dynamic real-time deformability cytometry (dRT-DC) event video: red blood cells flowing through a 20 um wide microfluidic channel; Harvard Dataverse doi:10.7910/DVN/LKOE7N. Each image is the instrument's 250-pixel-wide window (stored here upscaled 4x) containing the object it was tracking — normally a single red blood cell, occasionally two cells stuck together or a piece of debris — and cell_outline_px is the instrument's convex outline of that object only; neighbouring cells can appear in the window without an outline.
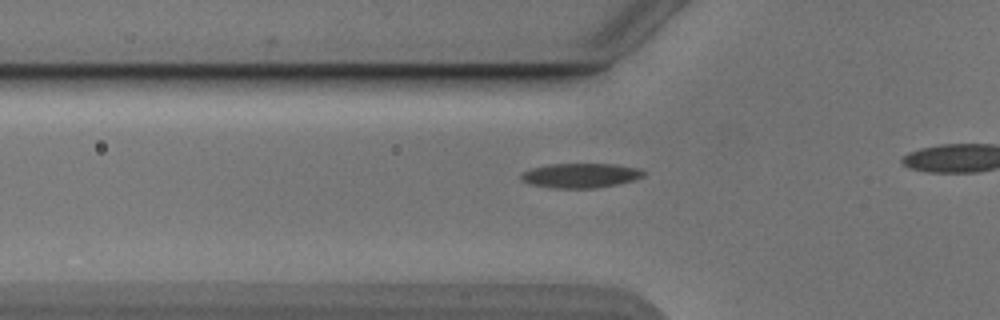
{"species": "Egyptian fruit bat (a non-hibernating species)", "species_latin": "Rousettus aegyptiacus", "temperature_condition": "cold", "stored_images_in_passage": 22, "camera_frame_rate_fps": 3000, "um_per_image_px": 0.085, "animal": {"sex": "male"}, "frame": {"image": 1, "passage_image": 13, "time_ms": 4.0, "image_size_px": [1000, 320], "cell_outline_px": [[648, 172], [644, 176], [632, 180], [616, 184], [596, 188], [552, 188], [528, 184], [520, 180], [520, 176], [524, 172], [532, 168], [548, 164], [616, 164], [640, 168]], "centroid_in_image_um": [49.35, 14.91], "position_along_channel_um": 76.4, "area_um2": 17.69}}
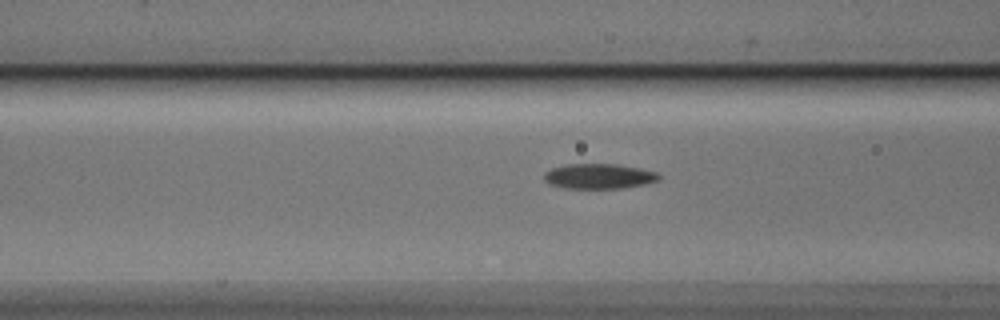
{"frame": {"image": 2, "passage_image": 16, "time_ms": 5.0, "image_size_px": [1000, 320], "cell_outline_px": [[660, 180], [644, 184], [624, 188], [564, 188], [548, 184], [544, 180], [544, 172], [552, 168], [568, 164], [616, 164], [640, 168], [656, 172], [660, 176]], "centroid_in_image_um": [50.89, 14.98], "position_along_channel_um": 115.7, "area_um2": 16.82}}
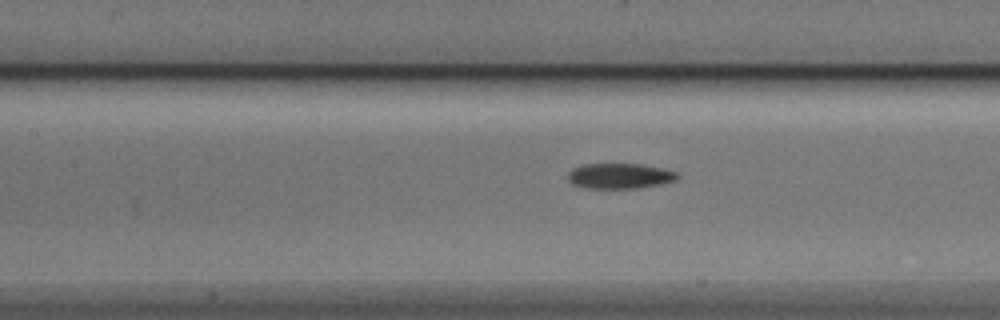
{"frame": {"image": 3, "passage_image": 19, "time_ms": 6.0, "image_size_px": [1000, 320], "cell_outline_px": [[680, 176], [676, 180], [660, 184], [640, 188], [584, 188], [572, 184], [568, 180], [568, 172], [572, 168], [584, 164], [644, 164], [664, 168], [676, 172]], "centroid_in_image_um": [52.68, 14.95], "position_along_channel_um": 154.7, "area_um2": 16.36}}